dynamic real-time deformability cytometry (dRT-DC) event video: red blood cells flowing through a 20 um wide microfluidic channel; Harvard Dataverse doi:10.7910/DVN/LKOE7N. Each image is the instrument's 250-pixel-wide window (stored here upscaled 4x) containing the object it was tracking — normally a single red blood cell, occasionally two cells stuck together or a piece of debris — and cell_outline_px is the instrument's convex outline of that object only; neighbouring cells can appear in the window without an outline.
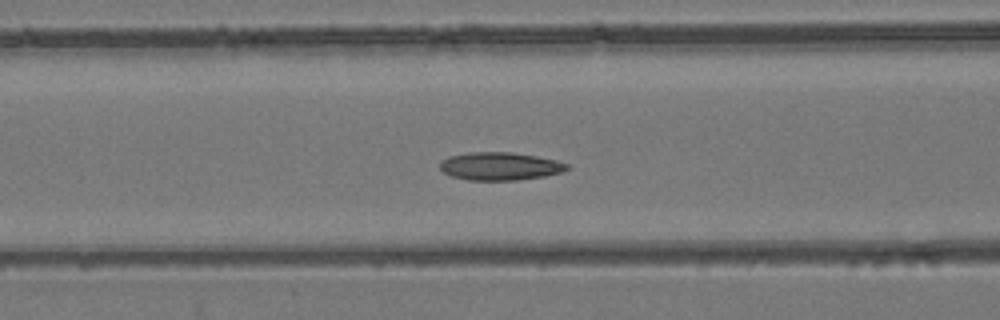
{"species": "common noctule bat (a hibernating species)", "species_latin": "Nyctalus noctula", "temperature_condition": "room temperature", "stored_images_in_passage": 49, "camera_frame_rate_fps": 3000, "um_per_image_px": 0.085, "animal": {"sex": "female", "body_mass_g": 24.6, "forearm_length_mm": 56.2}, "frame": {"image": 1, "passage_image": 19, "time_ms": 6.0, "image_size_px": [1000, 320], "cell_outline_px": [[568, 168], [564, 172], [544, 176], [516, 180], [468, 180], [452, 176], [444, 172], [440, 168], [440, 160], [448, 156], [468, 152], [512, 152], [536, 156], [556, 160], [568, 164]], "centroid_in_image_um": [42.48, 14.12], "position_along_channel_um": 124.1, "area_um2": 20.75}}
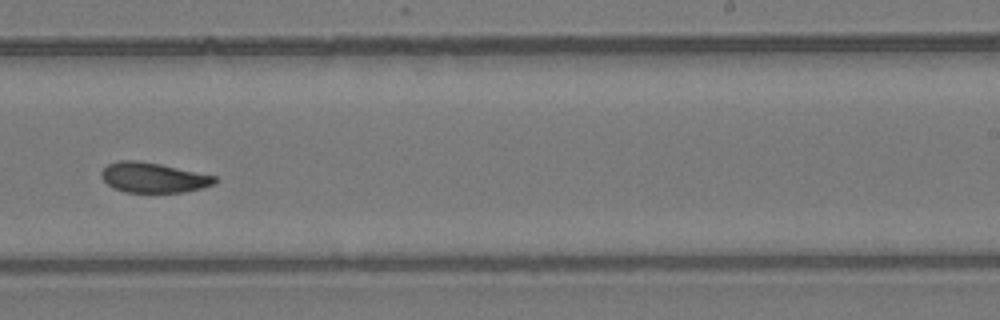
{"frame": {"image": 2, "passage_image": 31, "time_ms": 10.0, "image_size_px": [1000, 320], "cell_outline_px": [[216, 184], [184, 192], [124, 192], [112, 188], [100, 176], [100, 172], [108, 164], [120, 160], [140, 160], [160, 164], [216, 176]], "centroid_in_image_um": [13.0, 15.09], "position_along_channel_um": 276.0, "area_um2": 19.88}}
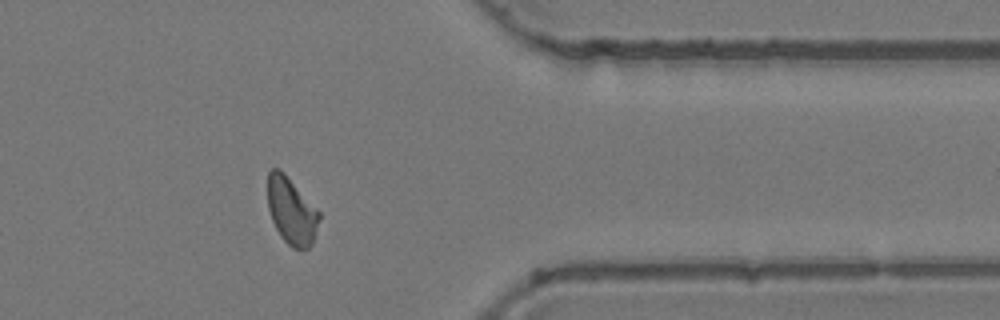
{"frame": {"image": 3, "passage_image": 41, "time_ms": 13.333, "image_size_px": [1000, 320], "cell_outline_px": [[320, 216], [312, 244], [308, 248], [292, 248], [280, 236], [272, 220], [268, 208], [268, 172], [272, 168], [280, 168], [284, 172], [320, 212]], "centroid_in_image_um": [24.76, 17.91], "position_along_channel_um": 386.6, "area_um2": 19.94}, "authors_computed_cell_mechanics": {"area_um2": 20.4612, "velocity_mm_per_s": 3.8086, "shape_relaxation_time_tau1_ms": null, "shape_relaxation_time_tau2_ms": 2.5492, "deformation_change_tau1": null, "deformation_change_tau2": 0.076}}